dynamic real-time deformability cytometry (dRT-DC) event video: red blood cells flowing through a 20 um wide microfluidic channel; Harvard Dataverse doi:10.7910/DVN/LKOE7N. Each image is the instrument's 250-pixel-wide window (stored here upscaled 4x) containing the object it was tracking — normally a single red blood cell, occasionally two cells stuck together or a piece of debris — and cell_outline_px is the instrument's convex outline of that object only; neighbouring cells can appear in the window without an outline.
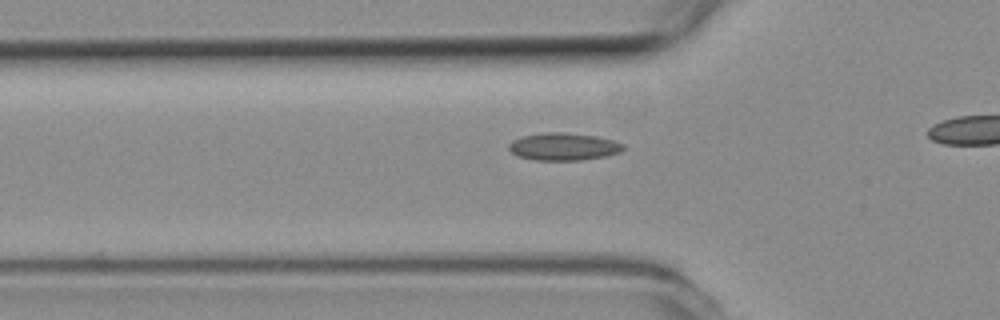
{"species": "common noctule bat (a hibernating species)", "species_latin": "Nyctalus noctula", "temperature_condition": "room temperature", "stored_images_in_passage": 35, "camera_frame_rate_fps": 3000, "um_per_image_px": 0.085, "animal": {"sex": "female", "body_mass_g": 19.3, "forearm_length_mm": 54.1}, "frame": {"image": 1, "passage_image": 10, "time_ms": 3.0, "image_size_px": [1000, 320], "cell_outline_px": [[624, 148], [620, 152], [604, 156], [580, 160], [536, 160], [516, 156], [508, 148], [508, 144], [512, 140], [520, 136], [544, 132], [560, 132], [596, 136], [612, 140], [624, 144]], "centroid_in_image_um": [47.85, 12.46], "position_along_channel_um": 78.0, "area_um2": 18.32}}
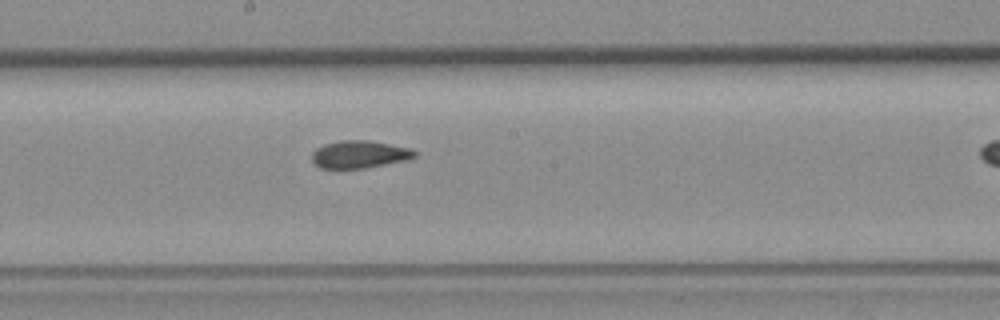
{"frame": {"image": 2, "passage_image": 21, "time_ms": 6.667, "image_size_px": [1000, 320], "cell_outline_px": [[416, 156], [408, 160], [364, 168], [320, 168], [312, 160], [312, 152], [316, 148], [324, 144], [340, 140], [368, 140], [412, 148], [416, 152]], "centroid_in_image_um": [30.57, 13.11], "position_along_channel_um": 217.6, "area_um2": 16.53}}
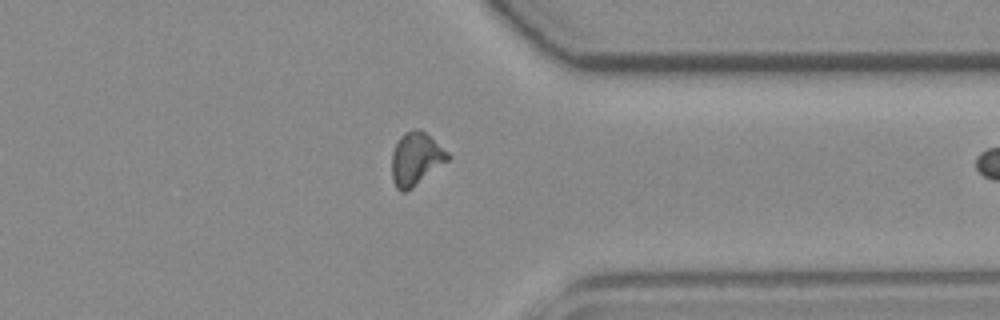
{"frame": {"image": 3, "passage_image": 34, "time_ms": 11.0, "image_size_px": [1000, 320], "cell_outline_px": [[452, 156], [448, 160], [412, 188], [404, 192], [400, 192], [396, 188], [392, 180], [392, 152], [400, 136], [404, 132], [416, 128], [420, 128], [448, 152]], "centroid_in_image_um": [35.34, 13.5], "position_along_channel_um": 376.1, "area_um2": 17.22}}